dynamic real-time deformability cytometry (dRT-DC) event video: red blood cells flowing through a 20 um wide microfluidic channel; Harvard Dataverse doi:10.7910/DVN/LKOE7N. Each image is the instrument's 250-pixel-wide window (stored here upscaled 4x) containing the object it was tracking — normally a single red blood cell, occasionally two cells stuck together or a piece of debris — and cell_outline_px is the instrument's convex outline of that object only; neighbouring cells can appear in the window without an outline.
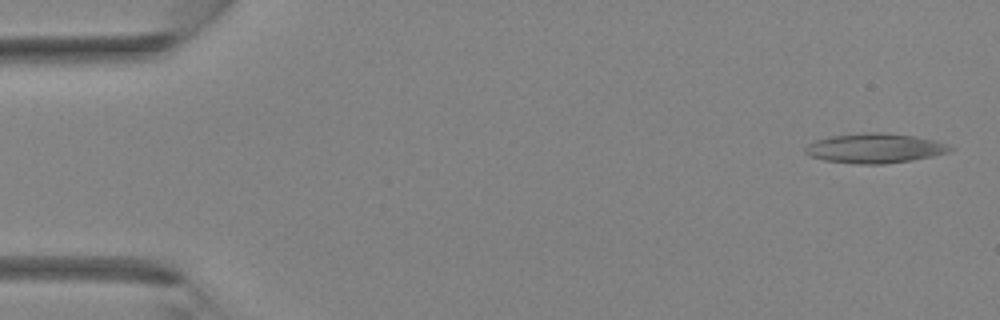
{"species": "Egyptian fruit bat (a non-hibernating species)", "species_latin": "Rousettus aegyptiacus", "temperature_condition": "room temperature", "stored_images_in_passage": 36, "camera_frame_rate_fps": 3000, "um_per_image_px": 0.085, "animal": {"sex": "female"}, "frame": {"image": 1, "passage_image": 1, "time_ms": 0.0, "image_size_px": [1000, 320], "cell_outline_px": [[956, 148], [948, 152], [932, 156], [912, 160], [884, 164], [856, 164], [824, 160], [808, 156], [804, 152], [804, 148], [808, 144], [816, 140], [832, 136], [860, 132], [884, 132], [912, 136], [932, 140], [948, 144]], "centroid_in_image_um": [74.33, 12.6], "position_along_channel_um": 10.7, "area_um2": 25.14}}
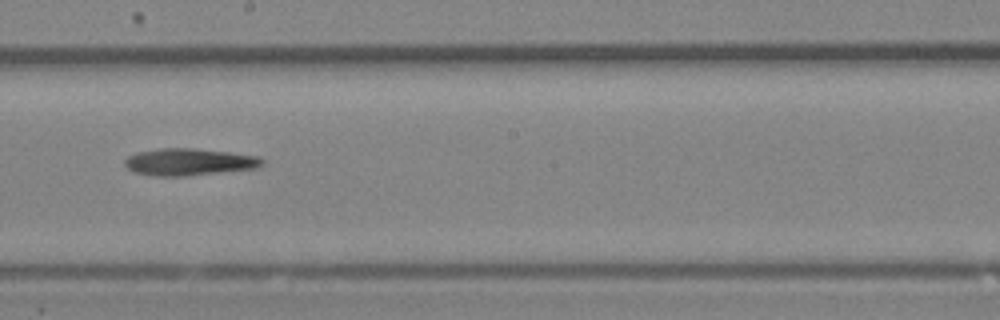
{"frame": {"image": 2, "passage_image": 20, "time_ms": 6.333, "image_size_px": [1000, 320], "cell_outline_px": [[264, 164], [256, 168], [188, 176], [156, 176], [136, 172], [128, 168], [124, 164], [124, 160], [128, 156], [136, 152], [160, 148], [192, 148], [228, 152], [260, 156], [264, 160]], "centroid_in_image_um": [16.08, 13.76], "position_along_channel_um": 232.1, "area_um2": 21.68}}
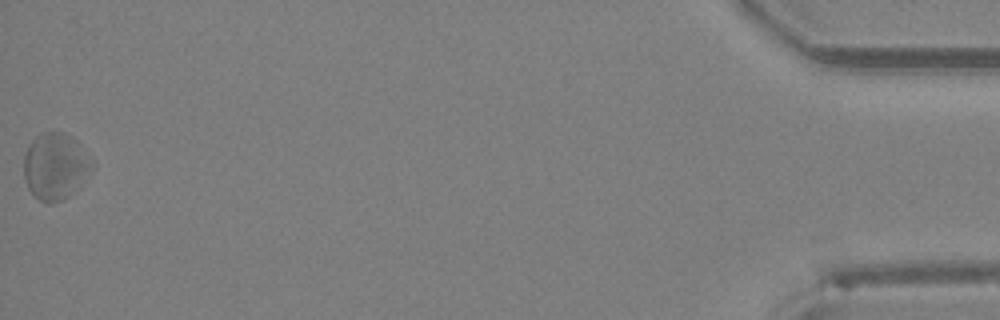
{"frame": {"image": 3, "passage_image": 36, "time_ms": 11.667, "image_size_px": [1000, 320], "cell_outline_px": [[96, 168], [64, 200], [48, 204], [40, 200], [28, 188], [24, 176], [24, 156], [28, 144], [40, 132], [64, 132], [72, 136], [80, 144], [96, 164]], "centroid_in_image_um": [4.73, 14.11], "position_along_channel_um": 430.5, "area_um2": 26.82}}